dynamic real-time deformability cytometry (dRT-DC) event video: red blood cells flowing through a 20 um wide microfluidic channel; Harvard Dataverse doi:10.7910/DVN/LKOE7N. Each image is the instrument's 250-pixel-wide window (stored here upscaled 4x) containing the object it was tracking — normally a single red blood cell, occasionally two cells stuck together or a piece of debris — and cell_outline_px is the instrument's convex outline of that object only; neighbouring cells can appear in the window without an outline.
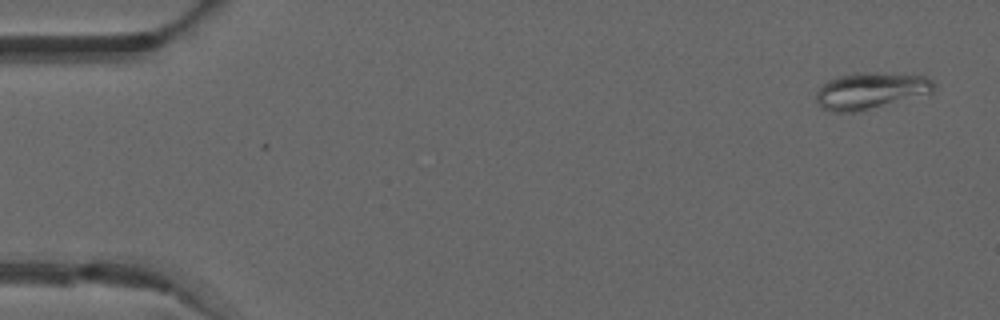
{"species": "common noctule bat (a hibernating species)", "species_latin": "Nyctalus noctula", "temperature_condition": "warm", "stored_images_in_passage": 11, "camera_frame_rate_fps": 3000, "um_per_image_px": 0.085, "animal": {"sex": "male", "forearm_length_mm": 52.5}, "frame": {"image": 1, "passage_image": 1, "time_ms": 0.0, "image_size_px": [1000, 320], "cell_outline_px": [[936, 84], [932, 92], [852, 112], [832, 112], [820, 108], [816, 104], [816, 92], [828, 80], [852, 72], [876, 72], [924, 76], [932, 80]], "centroid_in_image_um": [73.93, 7.69], "position_along_channel_um": 11.1, "area_um2": 24.62}}